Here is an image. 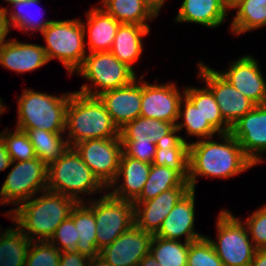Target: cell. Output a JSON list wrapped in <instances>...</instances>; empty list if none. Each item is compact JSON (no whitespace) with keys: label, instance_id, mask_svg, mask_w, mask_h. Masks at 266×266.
Masks as SVG:
<instances>
[{"label":"cell","instance_id":"obj_1","mask_svg":"<svg viewBox=\"0 0 266 266\" xmlns=\"http://www.w3.org/2000/svg\"><path fill=\"white\" fill-rule=\"evenodd\" d=\"M219 136L222 141H213V137L189 141L188 183L191 189H196L199 176L228 179L255 166L230 132Z\"/></svg>","mask_w":266,"mask_h":266},{"label":"cell","instance_id":"obj_2","mask_svg":"<svg viewBox=\"0 0 266 266\" xmlns=\"http://www.w3.org/2000/svg\"><path fill=\"white\" fill-rule=\"evenodd\" d=\"M77 202L64 194L44 190L7 211V218L31 241L49 240L57 227L70 216Z\"/></svg>","mask_w":266,"mask_h":266},{"label":"cell","instance_id":"obj_3","mask_svg":"<svg viewBox=\"0 0 266 266\" xmlns=\"http://www.w3.org/2000/svg\"><path fill=\"white\" fill-rule=\"evenodd\" d=\"M66 142L69 147L89 139L119 137V129L98 96L72 92L66 109Z\"/></svg>","mask_w":266,"mask_h":266},{"label":"cell","instance_id":"obj_4","mask_svg":"<svg viewBox=\"0 0 266 266\" xmlns=\"http://www.w3.org/2000/svg\"><path fill=\"white\" fill-rule=\"evenodd\" d=\"M47 190L73 198L77 203L85 202L79 196L108 191L107 187L83 162L73 147H68L62 155L48 165Z\"/></svg>","mask_w":266,"mask_h":266},{"label":"cell","instance_id":"obj_5","mask_svg":"<svg viewBox=\"0 0 266 266\" xmlns=\"http://www.w3.org/2000/svg\"><path fill=\"white\" fill-rule=\"evenodd\" d=\"M70 96L71 92L56 96L33 89H24L17 100L16 128L66 132V109Z\"/></svg>","mask_w":266,"mask_h":266},{"label":"cell","instance_id":"obj_6","mask_svg":"<svg viewBox=\"0 0 266 266\" xmlns=\"http://www.w3.org/2000/svg\"><path fill=\"white\" fill-rule=\"evenodd\" d=\"M42 35L48 61L57 58L70 75L81 67L87 55L82 20H53Z\"/></svg>","mask_w":266,"mask_h":266},{"label":"cell","instance_id":"obj_7","mask_svg":"<svg viewBox=\"0 0 266 266\" xmlns=\"http://www.w3.org/2000/svg\"><path fill=\"white\" fill-rule=\"evenodd\" d=\"M87 54L89 55L85 56L83 64L76 73L91 82L93 86L84 84L78 92L88 96H99L105 91L129 85L137 79L135 71L120 62L110 51Z\"/></svg>","mask_w":266,"mask_h":266},{"label":"cell","instance_id":"obj_8","mask_svg":"<svg viewBox=\"0 0 266 266\" xmlns=\"http://www.w3.org/2000/svg\"><path fill=\"white\" fill-rule=\"evenodd\" d=\"M227 209L217 219V240L207 237L224 266H249L257 248L246 225Z\"/></svg>","mask_w":266,"mask_h":266},{"label":"cell","instance_id":"obj_9","mask_svg":"<svg viewBox=\"0 0 266 266\" xmlns=\"http://www.w3.org/2000/svg\"><path fill=\"white\" fill-rule=\"evenodd\" d=\"M11 166L13 168L1 186L0 205L17 207L47 190L48 165L38 157L25 161H12Z\"/></svg>","mask_w":266,"mask_h":266},{"label":"cell","instance_id":"obj_10","mask_svg":"<svg viewBox=\"0 0 266 266\" xmlns=\"http://www.w3.org/2000/svg\"><path fill=\"white\" fill-rule=\"evenodd\" d=\"M93 213L99 251L135 225L133 202L115 198L108 192L93 200Z\"/></svg>","mask_w":266,"mask_h":266},{"label":"cell","instance_id":"obj_11","mask_svg":"<svg viewBox=\"0 0 266 266\" xmlns=\"http://www.w3.org/2000/svg\"><path fill=\"white\" fill-rule=\"evenodd\" d=\"M73 148L107 188L114 182L122 154L120 137L89 139L75 144Z\"/></svg>","mask_w":266,"mask_h":266},{"label":"cell","instance_id":"obj_12","mask_svg":"<svg viewBox=\"0 0 266 266\" xmlns=\"http://www.w3.org/2000/svg\"><path fill=\"white\" fill-rule=\"evenodd\" d=\"M198 69V79L204 81L211 90L221 115L230 127L254 108L255 104L232 86L217 70L201 61L198 63Z\"/></svg>","mask_w":266,"mask_h":266},{"label":"cell","instance_id":"obj_13","mask_svg":"<svg viewBox=\"0 0 266 266\" xmlns=\"http://www.w3.org/2000/svg\"><path fill=\"white\" fill-rule=\"evenodd\" d=\"M185 92L173 82L150 84L142 81L140 116L174 123L176 125L179 107Z\"/></svg>","mask_w":266,"mask_h":266},{"label":"cell","instance_id":"obj_14","mask_svg":"<svg viewBox=\"0 0 266 266\" xmlns=\"http://www.w3.org/2000/svg\"><path fill=\"white\" fill-rule=\"evenodd\" d=\"M230 133L255 166L263 162L262 153L266 152V104L255 105L231 127Z\"/></svg>","mask_w":266,"mask_h":266},{"label":"cell","instance_id":"obj_15","mask_svg":"<svg viewBox=\"0 0 266 266\" xmlns=\"http://www.w3.org/2000/svg\"><path fill=\"white\" fill-rule=\"evenodd\" d=\"M153 234L133 225L109 246L99 251V257L114 266H138L149 253Z\"/></svg>","mask_w":266,"mask_h":266},{"label":"cell","instance_id":"obj_16","mask_svg":"<svg viewBox=\"0 0 266 266\" xmlns=\"http://www.w3.org/2000/svg\"><path fill=\"white\" fill-rule=\"evenodd\" d=\"M255 57L242 56L218 72L255 105L266 104V81Z\"/></svg>","mask_w":266,"mask_h":266},{"label":"cell","instance_id":"obj_17","mask_svg":"<svg viewBox=\"0 0 266 266\" xmlns=\"http://www.w3.org/2000/svg\"><path fill=\"white\" fill-rule=\"evenodd\" d=\"M143 79L144 75H141L139 81L136 79L129 85L105 91L98 96L119 130L140 116Z\"/></svg>","mask_w":266,"mask_h":266},{"label":"cell","instance_id":"obj_18","mask_svg":"<svg viewBox=\"0 0 266 266\" xmlns=\"http://www.w3.org/2000/svg\"><path fill=\"white\" fill-rule=\"evenodd\" d=\"M190 190L191 188H172L161 192L154 199L134 201L135 225L155 235L169 212Z\"/></svg>","mask_w":266,"mask_h":266},{"label":"cell","instance_id":"obj_19","mask_svg":"<svg viewBox=\"0 0 266 266\" xmlns=\"http://www.w3.org/2000/svg\"><path fill=\"white\" fill-rule=\"evenodd\" d=\"M195 191L191 189L176 203L155 236L176 241H181V237L184 236V242H193L205 236L194 229Z\"/></svg>","mask_w":266,"mask_h":266},{"label":"cell","instance_id":"obj_20","mask_svg":"<svg viewBox=\"0 0 266 266\" xmlns=\"http://www.w3.org/2000/svg\"><path fill=\"white\" fill-rule=\"evenodd\" d=\"M150 169L151 164L128 157L122 152L117 177L107 188L112 189L109 193L115 198L134 202L143 190ZM120 176L123 182L119 184Z\"/></svg>","mask_w":266,"mask_h":266},{"label":"cell","instance_id":"obj_21","mask_svg":"<svg viewBox=\"0 0 266 266\" xmlns=\"http://www.w3.org/2000/svg\"><path fill=\"white\" fill-rule=\"evenodd\" d=\"M48 62L42 45L22 43L14 38L0 46V65L20 74L36 70Z\"/></svg>","mask_w":266,"mask_h":266},{"label":"cell","instance_id":"obj_22","mask_svg":"<svg viewBox=\"0 0 266 266\" xmlns=\"http://www.w3.org/2000/svg\"><path fill=\"white\" fill-rule=\"evenodd\" d=\"M86 18L82 25L85 35L88 34L87 52L110 51L120 23L100 6L90 9Z\"/></svg>","mask_w":266,"mask_h":266},{"label":"cell","instance_id":"obj_23","mask_svg":"<svg viewBox=\"0 0 266 266\" xmlns=\"http://www.w3.org/2000/svg\"><path fill=\"white\" fill-rule=\"evenodd\" d=\"M227 15H229V11L223 0H184L175 21L217 28L224 23Z\"/></svg>","mask_w":266,"mask_h":266},{"label":"cell","instance_id":"obj_24","mask_svg":"<svg viewBox=\"0 0 266 266\" xmlns=\"http://www.w3.org/2000/svg\"><path fill=\"white\" fill-rule=\"evenodd\" d=\"M150 34V29L137 24L120 23L110 52L120 61L133 68L142 55L143 37Z\"/></svg>","mask_w":266,"mask_h":266},{"label":"cell","instance_id":"obj_25","mask_svg":"<svg viewBox=\"0 0 266 266\" xmlns=\"http://www.w3.org/2000/svg\"><path fill=\"white\" fill-rule=\"evenodd\" d=\"M87 201L88 203L86 201L77 203L73 207L70 217L74 221L79 237L75 251L93 259L99 257V250L96 246L97 226L93 213V199L89 198Z\"/></svg>","mask_w":266,"mask_h":266},{"label":"cell","instance_id":"obj_26","mask_svg":"<svg viewBox=\"0 0 266 266\" xmlns=\"http://www.w3.org/2000/svg\"><path fill=\"white\" fill-rule=\"evenodd\" d=\"M176 171L186 182L189 178V143L180 135L157 144L153 163Z\"/></svg>","mask_w":266,"mask_h":266},{"label":"cell","instance_id":"obj_27","mask_svg":"<svg viewBox=\"0 0 266 266\" xmlns=\"http://www.w3.org/2000/svg\"><path fill=\"white\" fill-rule=\"evenodd\" d=\"M103 8L119 23L137 24L150 29L147 21L158 16L144 0H102Z\"/></svg>","mask_w":266,"mask_h":266},{"label":"cell","instance_id":"obj_28","mask_svg":"<svg viewBox=\"0 0 266 266\" xmlns=\"http://www.w3.org/2000/svg\"><path fill=\"white\" fill-rule=\"evenodd\" d=\"M176 134L174 123L142 116L128 122L119 130L120 138H147L149 135L155 144L172 139Z\"/></svg>","mask_w":266,"mask_h":266},{"label":"cell","instance_id":"obj_29","mask_svg":"<svg viewBox=\"0 0 266 266\" xmlns=\"http://www.w3.org/2000/svg\"><path fill=\"white\" fill-rule=\"evenodd\" d=\"M31 242L17 226L0 232V266H25Z\"/></svg>","mask_w":266,"mask_h":266},{"label":"cell","instance_id":"obj_30","mask_svg":"<svg viewBox=\"0 0 266 266\" xmlns=\"http://www.w3.org/2000/svg\"><path fill=\"white\" fill-rule=\"evenodd\" d=\"M172 188H190V185L176 171L166 166L151 164L148 179L142 192L135 201L154 199L161 192L168 191Z\"/></svg>","mask_w":266,"mask_h":266},{"label":"cell","instance_id":"obj_31","mask_svg":"<svg viewBox=\"0 0 266 266\" xmlns=\"http://www.w3.org/2000/svg\"><path fill=\"white\" fill-rule=\"evenodd\" d=\"M185 96L199 108L204 119L219 133H229L231 127L226 123L220 113L219 106L211 90L205 86L203 88L186 87Z\"/></svg>","mask_w":266,"mask_h":266},{"label":"cell","instance_id":"obj_32","mask_svg":"<svg viewBox=\"0 0 266 266\" xmlns=\"http://www.w3.org/2000/svg\"><path fill=\"white\" fill-rule=\"evenodd\" d=\"M22 131L27 133L36 156L47 165L57 160L69 147L66 142V136H64L65 132H48L44 129Z\"/></svg>","mask_w":266,"mask_h":266},{"label":"cell","instance_id":"obj_33","mask_svg":"<svg viewBox=\"0 0 266 266\" xmlns=\"http://www.w3.org/2000/svg\"><path fill=\"white\" fill-rule=\"evenodd\" d=\"M235 9L236 15L230 23L234 35L266 26V0H243Z\"/></svg>","mask_w":266,"mask_h":266},{"label":"cell","instance_id":"obj_34","mask_svg":"<svg viewBox=\"0 0 266 266\" xmlns=\"http://www.w3.org/2000/svg\"><path fill=\"white\" fill-rule=\"evenodd\" d=\"M179 119H182V122H179ZM184 128L188 136H196L199 138L198 140L212 138L215 134L219 135L207 119H204L199 108H196L185 95L180 102L176 132H180Z\"/></svg>","mask_w":266,"mask_h":266},{"label":"cell","instance_id":"obj_35","mask_svg":"<svg viewBox=\"0 0 266 266\" xmlns=\"http://www.w3.org/2000/svg\"><path fill=\"white\" fill-rule=\"evenodd\" d=\"M189 244L153 235L149 252L161 266H187Z\"/></svg>","mask_w":266,"mask_h":266},{"label":"cell","instance_id":"obj_36","mask_svg":"<svg viewBox=\"0 0 266 266\" xmlns=\"http://www.w3.org/2000/svg\"><path fill=\"white\" fill-rule=\"evenodd\" d=\"M40 2H41V0H26V1L13 3L11 5V7H12L11 11H8L9 9L6 7H2L0 9H4L6 11L10 29L13 27L15 29L23 30V32H29V31L31 32L32 31V33H34V32L39 31L40 33H42L43 30L53 20H45L44 21L41 19H36L37 16H34L31 13L30 7L39 6L38 4Z\"/></svg>","mask_w":266,"mask_h":266},{"label":"cell","instance_id":"obj_37","mask_svg":"<svg viewBox=\"0 0 266 266\" xmlns=\"http://www.w3.org/2000/svg\"><path fill=\"white\" fill-rule=\"evenodd\" d=\"M12 161H25L36 158L34 147L25 131L15 128V131L0 132Z\"/></svg>","mask_w":266,"mask_h":266},{"label":"cell","instance_id":"obj_38","mask_svg":"<svg viewBox=\"0 0 266 266\" xmlns=\"http://www.w3.org/2000/svg\"><path fill=\"white\" fill-rule=\"evenodd\" d=\"M61 252L49 241H32L25 266H59Z\"/></svg>","mask_w":266,"mask_h":266},{"label":"cell","instance_id":"obj_39","mask_svg":"<svg viewBox=\"0 0 266 266\" xmlns=\"http://www.w3.org/2000/svg\"><path fill=\"white\" fill-rule=\"evenodd\" d=\"M187 266H224V264L216 254L207 236H204L190 242Z\"/></svg>","mask_w":266,"mask_h":266},{"label":"cell","instance_id":"obj_40","mask_svg":"<svg viewBox=\"0 0 266 266\" xmlns=\"http://www.w3.org/2000/svg\"><path fill=\"white\" fill-rule=\"evenodd\" d=\"M122 152L131 158L152 164L155 158L157 144L151 137L147 138H120Z\"/></svg>","mask_w":266,"mask_h":266},{"label":"cell","instance_id":"obj_41","mask_svg":"<svg viewBox=\"0 0 266 266\" xmlns=\"http://www.w3.org/2000/svg\"><path fill=\"white\" fill-rule=\"evenodd\" d=\"M79 237L73 219L69 216L55 230L49 241L60 251H75Z\"/></svg>","mask_w":266,"mask_h":266},{"label":"cell","instance_id":"obj_42","mask_svg":"<svg viewBox=\"0 0 266 266\" xmlns=\"http://www.w3.org/2000/svg\"><path fill=\"white\" fill-rule=\"evenodd\" d=\"M253 245L257 248H266V205L254 211L244 222Z\"/></svg>","mask_w":266,"mask_h":266},{"label":"cell","instance_id":"obj_43","mask_svg":"<svg viewBox=\"0 0 266 266\" xmlns=\"http://www.w3.org/2000/svg\"><path fill=\"white\" fill-rule=\"evenodd\" d=\"M90 258L77 251H63L59 261V266H88Z\"/></svg>","mask_w":266,"mask_h":266},{"label":"cell","instance_id":"obj_44","mask_svg":"<svg viewBox=\"0 0 266 266\" xmlns=\"http://www.w3.org/2000/svg\"><path fill=\"white\" fill-rule=\"evenodd\" d=\"M10 31L6 11L0 9V46L7 41L5 38H7Z\"/></svg>","mask_w":266,"mask_h":266},{"label":"cell","instance_id":"obj_45","mask_svg":"<svg viewBox=\"0 0 266 266\" xmlns=\"http://www.w3.org/2000/svg\"><path fill=\"white\" fill-rule=\"evenodd\" d=\"M12 160L7 151V148L0 138V172L11 166Z\"/></svg>","mask_w":266,"mask_h":266},{"label":"cell","instance_id":"obj_46","mask_svg":"<svg viewBox=\"0 0 266 266\" xmlns=\"http://www.w3.org/2000/svg\"><path fill=\"white\" fill-rule=\"evenodd\" d=\"M249 266H266V248L256 250Z\"/></svg>","mask_w":266,"mask_h":266},{"label":"cell","instance_id":"obj_47","mask_svg":"<svg viewBox=\"0 0 266 266\" xmlns=\"http://www.w3.org/2000/svg\"><path fill=\"white\" fill-rule=\"evenodd\" d=\"M151 9L159 15L160 11L162 10V6L164 5L166 0H144Z\"/></svg>","mask_w":266,"mask_h":266},{"label":"cell","instance_id":"obj_48","mask_svg":"<svg viewBox=\"0 0 266 266\" xmlns=\"http://www.w3.org/2000/svg\"><path fill=\"white\" fill-rule=\"evenodd\" d=\"M138 266H161L149 252L138 264Z\"/></svg>","mask_w":266,"mask_h":266},{"label":"cell","instance_id":"obj_49","mask_svg":"<svg viewBox=\"0 0 266 266\" xmlns=\"http://www.w3.org/2000/svg\"><path fill=\"white\" fill-rule=\"evenodd\" d=\"M243 0H223L228 11L234 10Z\"/></svg>","mask_w":266,"mask_h":266},{"label":"cell","instance_id":"obj_50","mask_svg":"<svg viewBox=\"0 0 266 266\" xmlns=\"http://www.w3.org/2000/svg\"><path fill=\"white\" fill-rule=\"evenodd\" d=\"M88 266H114V265H111V264L105 262L100 257H96V258H93L90 260Z\"/></svg>","mask_w":266,"mask_h":266},{"label":"cell","instance_id":"obj_51","mask_svg":"<svg viewBox=\"0 0 266 266\" xmlns=\"http://www.w3.org/2000/svg\"><path fill=\"white\" fill-rule=\"evenodd\" d=\"M3 100L0 97V115L6 111L5 103L2 102Z\"/></svg>","mask_w":266,"mask_h":266},{"label":"cell","instance_id":"obj_52","mask_svg":"<svg viewBox=\"0 0 266 266\" xmlns=\"http://www.w3.org/2000/svg\"><path fill=\"white\" fill-rule=\"evenodd\" d=\"M5 2L10 3L12 5L13 3L21 2V1H26V0H4Z\"/></svg>","mask_w":266,"mask_h":266}]
</instances>
